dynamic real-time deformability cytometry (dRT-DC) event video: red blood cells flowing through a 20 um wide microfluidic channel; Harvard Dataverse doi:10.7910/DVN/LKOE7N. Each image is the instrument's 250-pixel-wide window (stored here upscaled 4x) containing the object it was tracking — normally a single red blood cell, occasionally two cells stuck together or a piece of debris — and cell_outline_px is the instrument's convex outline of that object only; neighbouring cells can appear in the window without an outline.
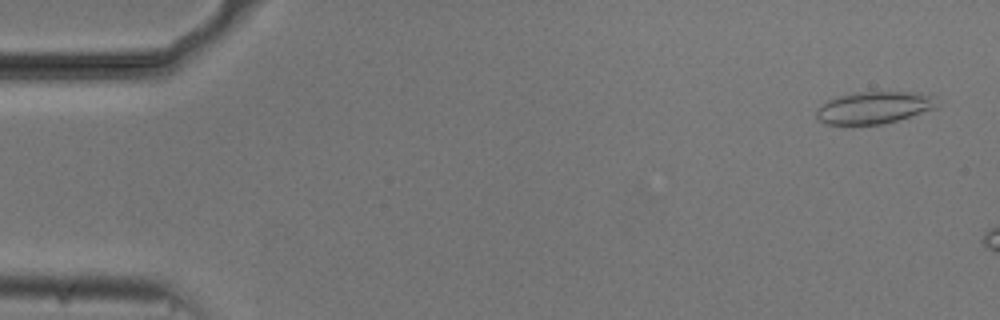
{"species": "common noctule bat (a hibernating species)", "species_latin": "Nyctalus noctula", "temperature_condition": "cold", "stored_images_in_passage": 8, "camera_frame_rate_fps": 3000, "um_per_image_px": 0.085, "animal": {"sex": "male", "body_mass_g": 20.5, "forearm_length_mm": 52.5}, "frame": {"image": 1, "passage_image": 2, "time_ms": 0.333, "image_size_px": [1000, 320], "cell_outline_px": [[936, 108], [896, 120], [880, 124], [824, 124], [816, 116], [816, 108], [828, 100], [852, 92], [920, 92], [936, 96]], "centroid_in_image_um": [74.29, 9.13], "position_along_channel_um": 10.7, "area_um2": 22.43}}